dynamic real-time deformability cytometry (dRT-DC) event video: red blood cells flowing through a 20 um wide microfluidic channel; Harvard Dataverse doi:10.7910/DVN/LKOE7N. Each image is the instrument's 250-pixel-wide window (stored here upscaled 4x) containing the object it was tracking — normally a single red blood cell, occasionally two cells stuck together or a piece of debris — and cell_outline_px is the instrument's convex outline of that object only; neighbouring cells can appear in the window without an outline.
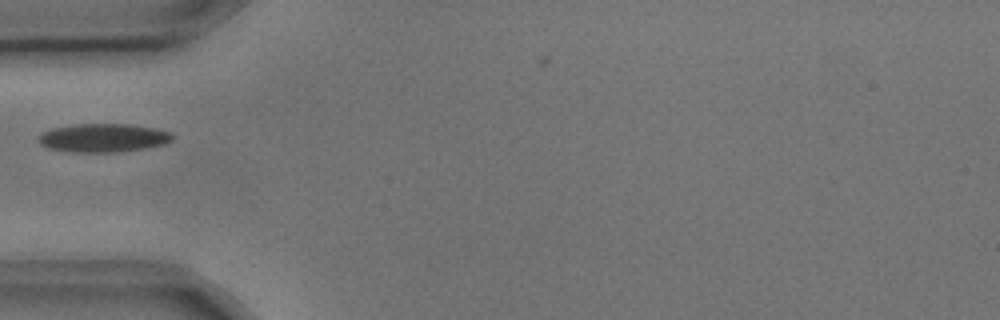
{"species": "common noctule bat (a hibernating species)", "species_latin": "Nyctalus noctula", "temperature_condition": "cold", "stored_images_in_passage": 2, "camera_frame_rate_fps": 3000, "um_per_image_px": 0.085, "animal": {"sex": "male", "body_mass_g": 17.9, "forearm_length_mm": 54.2}, "frame": {"image": 1, "passage_image": 1, "time_ms": 0.0, "image_size_px": [1000, 320], "cell_outline_px": [[176, 136], [172, 140], [164, 144], [144, 148], [120, 152], [72, 152], [48, 148], [40, 144], [36, 140], [44, 132], [52, 128], [76, 124], [128, 124], [156, 128], [172, 132]], "centroid_in_image_um": [8.81, 11.72], "position_along_channel_um": 76.2, "area_um2": 22.37}}